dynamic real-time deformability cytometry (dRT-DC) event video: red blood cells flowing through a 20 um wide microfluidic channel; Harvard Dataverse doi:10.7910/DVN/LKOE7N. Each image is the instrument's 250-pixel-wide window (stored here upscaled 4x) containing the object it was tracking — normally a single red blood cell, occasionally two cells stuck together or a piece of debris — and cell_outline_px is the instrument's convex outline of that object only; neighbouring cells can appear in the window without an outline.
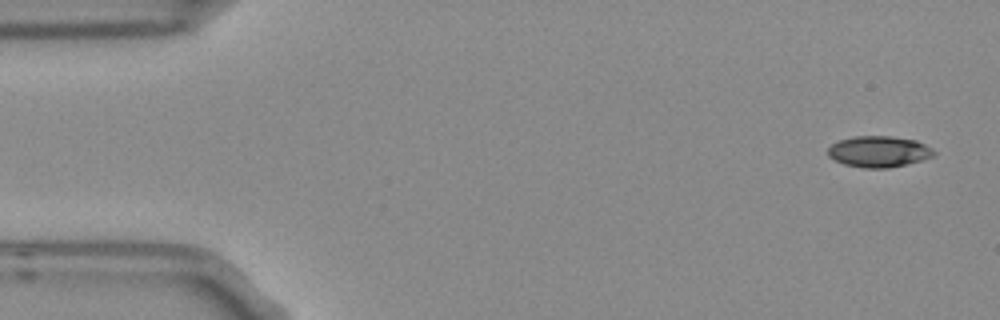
{"species": "Egyptian fruit bat (a non-hibernating species)", "species_latin": "Rousettus aegyptiacus", "temperature_condition": "room temperature", "stored_images_in_passage": 4, "camera_frame_rate_fps": 3000, "um_per_image_px": 0.085, "frame": {"image": 1, "passage_image": 1, "time_ms": 0.0, "image_size_px": [1000, 320], "cell_outline_px": [[936, 152], [932, 156], [908, 164], [888, 168], [864, 168], [844, 164], [828, 156], [828, 148], [832, 144], [840, 140], [856, 136], [892, 136], [916, 140], [932, 148]], "centroid_in_image_um": [74.7, 12.88], "position_along_channel_um": 10.3, "area_um2": 19.13}}